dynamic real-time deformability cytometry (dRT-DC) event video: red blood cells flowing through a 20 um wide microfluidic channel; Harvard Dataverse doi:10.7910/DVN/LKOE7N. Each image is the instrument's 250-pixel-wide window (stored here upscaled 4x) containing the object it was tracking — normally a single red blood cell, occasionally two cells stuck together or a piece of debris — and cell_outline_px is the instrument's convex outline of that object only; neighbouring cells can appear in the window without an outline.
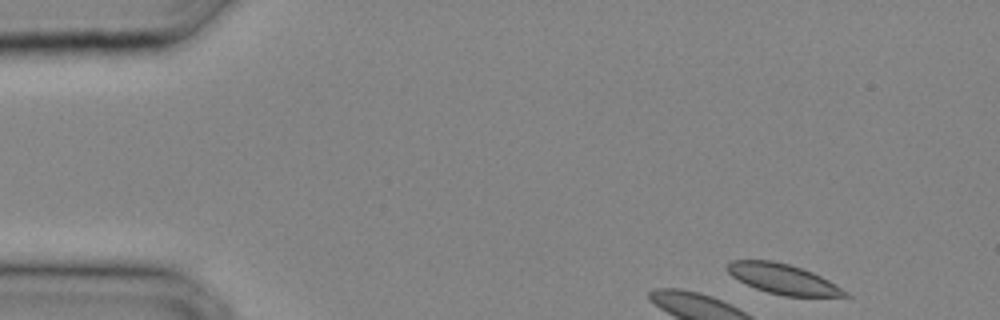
{"species": "common noctule bat (a hibernating species)", "species_latin": "Nyctalus noctula", "temperature_condition": "cold", "stored_images_in_passage": 8, "camera_frame_rate_fps": 3000, "um_per_image_px": 0.085, "animal": {"sex": "male", "body_mass_g": 20.4}, "frame": {"image": 1, "passage_image": 1, "time_ms": 0.0, "image_size_px": [1000, 320], "cell_outline_px": [[852, 296], [784, 296], [768, 292], [756, 288], [732, 276], [728, 272], [728, 264], [732, 260], [772, 260], [788, 264], [812, 272], [836, 284], [848, 292]], "centroid_in_image_um": [66.58, 23.71], "position_along_channel_um": 18.4, "area_um2": 20.23}}